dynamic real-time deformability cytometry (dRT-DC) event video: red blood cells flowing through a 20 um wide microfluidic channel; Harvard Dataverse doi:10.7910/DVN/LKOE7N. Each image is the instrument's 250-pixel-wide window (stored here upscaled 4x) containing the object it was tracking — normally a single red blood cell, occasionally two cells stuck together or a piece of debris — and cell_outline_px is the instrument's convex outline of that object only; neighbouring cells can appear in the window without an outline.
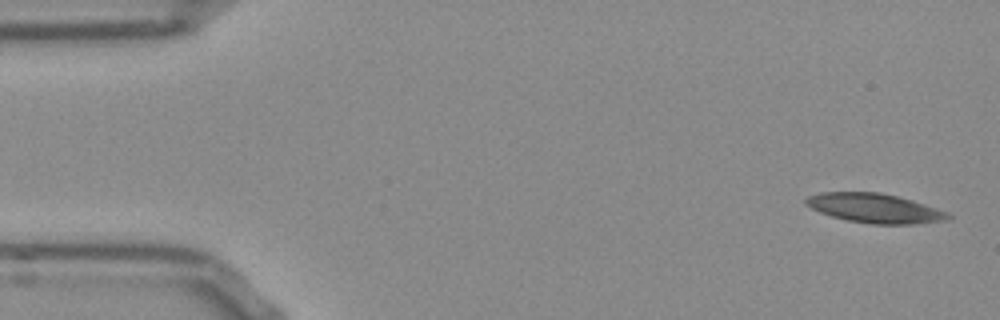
{"species": "Egyptian fruit bat (a non-hibernating species)", "species_latin": "Rousettus aegyptiacus", "temperature_condition": "room temperature", "stored_images_in_passage": 51, "camera_frame_rate_fps": 3000, "um_per_image_px": 0.085, "frame": {"image": 1, "passage_image": 1, "time_ms": 0.0, "image_size_px": [1000, 320], "cell_outline_px": [[952, 216], [948, 220], [912, 224], [872, 224], [848, 220], [832, 216], [820, 212], [804, 204], [804, 200], [808, 196], [820, 192], [880, 192], [912, 200], [948, 212]], "centroid_in_image_um": [74.34, 17.69], "position_along_channel_um": 10.7, "area_um2": 24.22}}
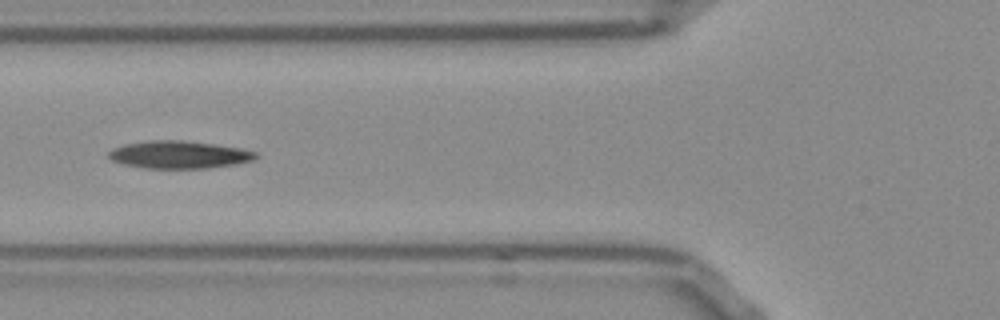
{"frame": {"image": 2, "passage_image": 18, "time_ms": 5.667, "image_size_px": [1000, 320], "cell_outline_px": [[260, 156], [252, 160], [236, 164], [204, 168], [144, 168], [124, 164], [112, 160], [108, 156], [108, 152], [112, 148], [124, 144], [148, 140], [184, 140], [216, 144], [240, 148], [256, 152]], "centroid_in_image_um": [15.21, 13.13], "position_along_channel_um": 110.6, "area_um2": 23.7}}
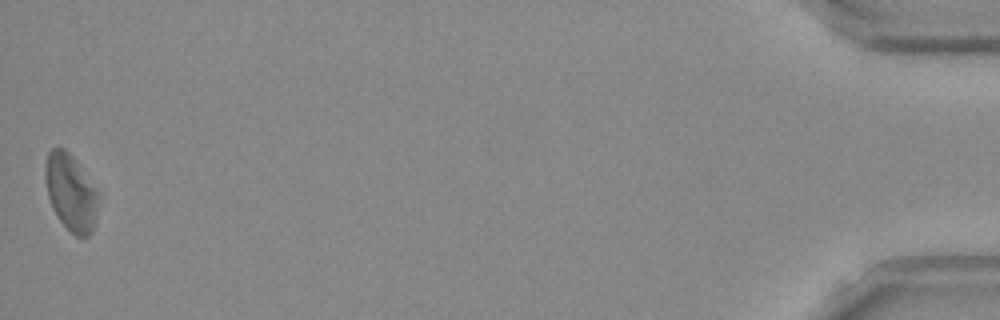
{"frame": {"image": 3, "passage_image": 51, "time_ms": 16.667, "image_size_px": [1000, 320], "cell_outline_px": [[96, 220], [92, 232], [88, 236], [76, 236], [56, 216], [48, 196], [44, 176], [44, 164], [48, 152], [52, 148], [64, 148], [72, 156], [96, 188]], "centroid_in_image_um": [5.98, 16.34], "position_along_channel_um": 429.2, "area_um2": 23.35}}